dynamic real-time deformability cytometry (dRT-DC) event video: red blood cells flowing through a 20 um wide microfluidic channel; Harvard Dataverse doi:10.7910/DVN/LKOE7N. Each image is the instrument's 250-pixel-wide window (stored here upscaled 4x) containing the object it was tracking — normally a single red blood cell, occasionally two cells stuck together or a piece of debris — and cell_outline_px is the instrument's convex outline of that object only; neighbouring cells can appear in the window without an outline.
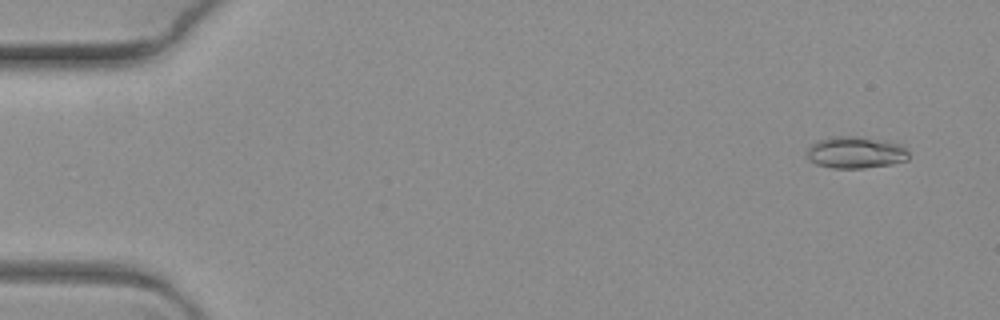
{"species": "common noctule bat (a hibernating species)", "species_latin": "Nyctalus noctula", "temperature_condition": "warm", "stored_images_in_passage": 7, "segment_of_instrument_passage": [1, 2], "camera_frame_rate_fps": 3000, "um_per_image_px": 0.085, "animal": {"sex": "female", "body_mass_g": 19.3, "forearm_length_mm": 54.1}, "frame": {"image": 1, "passage_image": 2, "time_ms": 0.333, "image_size_px": [1000, 320], "cell_outline_px": [[908, 160], [892, 164], [864, 168], [832, 168], [816, 164], [808, 160], [808, 148], [816, 140], [832, 136], [864, 136], [900, 144], [908, 152]], "centroid_in_image_um": [72.71, 12.95], "position_along_channel_um": 12.3, "area_um2": 19.02}}
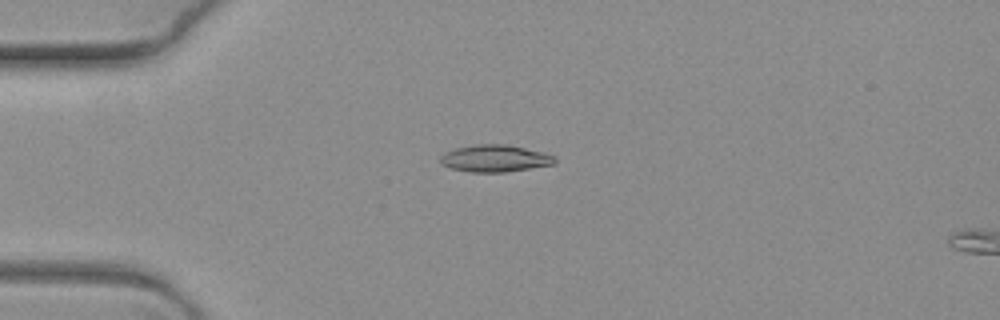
{"frame": {"image": 2, "passage_image": 6, "time_ms": 1.667, "image_size_px": [1000, 320], "cell_outline_px": [[556, 164], [504, 172], [468, 172], [452, 168], [440, 164], [440, 156], [444, 152], [456, 148], [476, 144], [504, 144], [544, 152], [556, 156]], "centroid_in_image_um": [42.07, 13.46], "position_along_channel_um": 42.9, "area_um2": 18.09}}